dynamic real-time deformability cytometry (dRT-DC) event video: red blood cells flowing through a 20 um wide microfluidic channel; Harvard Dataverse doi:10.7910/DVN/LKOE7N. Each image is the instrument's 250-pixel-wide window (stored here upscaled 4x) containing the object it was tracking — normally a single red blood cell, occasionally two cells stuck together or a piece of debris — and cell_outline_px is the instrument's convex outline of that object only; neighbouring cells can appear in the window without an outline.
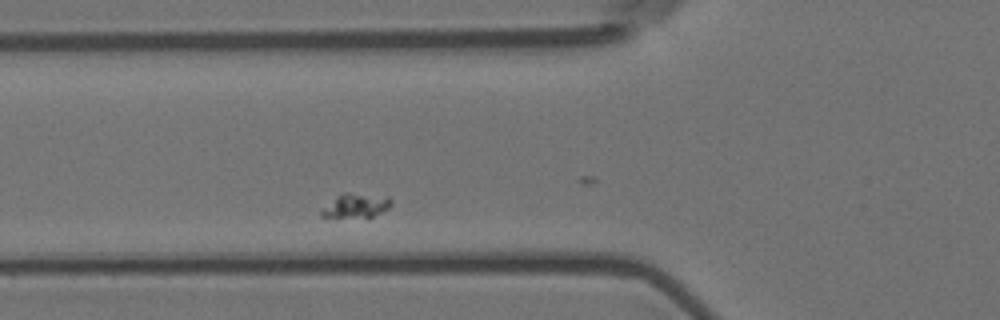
{"species": "Egyptian fruit bat (a non-hibernating species)", "species_latin": "Rousettus aegyptiacus", "temperature_condition": "room temperature", "stored_images_in_passage": 29, "camera_frame_rate_fps": 3000, "um_per_image_px": 0.085, "animal": {"sex": "female"}, "frame": {"image": 1, "passage_image": 2, "time_ms": 0.333, "image_size_px": [1000, 320], "cell_outline_px": [[392, 204], [388, 208], [368, 220], [320, 216], [320, 212], [336, 196], [348, 192], [388, 196], [392, 200]], "centroid_in_image_um": [30.31, 17.52], "position_along_channel_um": 95.5, "area_um2": 10.29}}
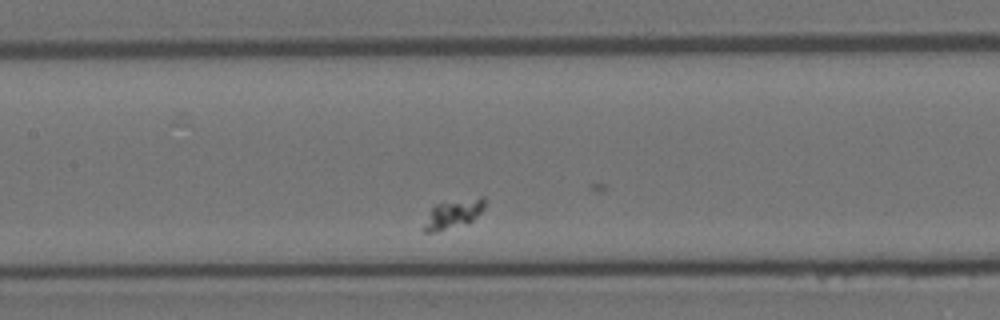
{"frame": {"image": 2, "passage_image": 9, "time_ms": 2.667, "image_size_px": [1000, 320], "cell_outline_px": [[484, 208], [468, 224], [432, 232], [424, 232], [420, 228], [432, 208], [436, 204], [480, 196], [484, 196]], "centroid_in_image_um": [38.49, 18.2], "position_along_channel_um": 168.9, "area_um2": 10.23}}
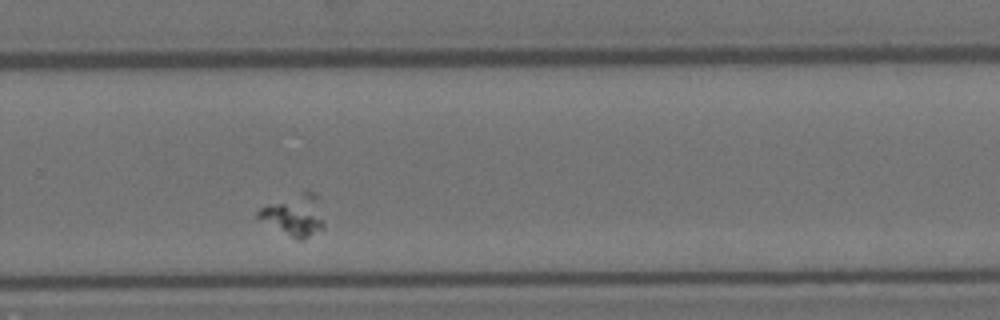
{"frame": {"image": 3, "passage_image": 22, "time_ms": 7.0, "image_size_px": [1000, 320], "cell_outline_px": [[324, 228], [304, 240], [296, 240], [256, 216], [256, 212], [260, 208], [268, 204], [284, 204], [304, 212], [320, 220], [324, 224]], "centroid_in_image_um": [24.68, 18.77], "position_along_channel_um": 305.1, "area_um2": 10.58}}